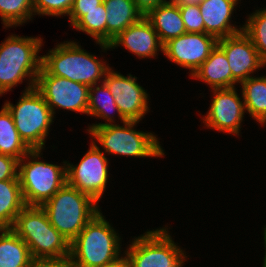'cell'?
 <instances>
[{"label": "cell", "instance_id": "obj_1", "mask_svg": "<svg viewBox=\"0 0 266 267\" xmlns=\"http://www.w3.org/2000/svg\"><path fill=\"white\" fill-rule=\"evenodd\" d=\"M11 229L27 244L34 261H68L70 243L50 224L41 206H25Z\"/></svg>", "mask_w": 266, "mask_h": 267}, {"label": "cell", "instance_id": "obj_2", "mask_svg": "<svg viewBox=\"0 0 266 267\" xmlns=\"http://www.w3.org/2000/svg\"><path fill=\"white\" fill-rule=\"evenodd\" d=\"M120 237L97 213L70 243L71 267H103L117 260L121 254Z\"/></svg>", "mask_w": 266, "mask_h": 267}, {"label": "cell", "instance_id": "obj_3", "mask_svg": "<svg viewBox=\"0 0 266 267\" xmlns=\"http://www.w3.org/2000/svg\"><path fill=\"white\" fill-rule=\"evenodd\" d=\"M43 39L40 37L8 36L0 44V94L11 91L17 84L29 78V89L36 86L42 62Z\"/></svg>", "mask_w": 266, "mask_h": 267}, {"label": "cell", "instance_id": "obj_4", "mask_svg": "<svg viewBox=\"0 0 266 267\" xmlns=\"http://www.w3.org/2000/svg\"><path fill=\"white\" fill-rule=\"evenodd\" d=\"M50 224L71 243L87 223L100 212L89 195L66 183L41 205Z\"/></svg>", "mask_w": 266, "mask_h": 267}, {"label": "cell", "instance_id": "obj_5", "mask_svg": "<svg viewBox=\"0 0 266 267\" xmlns=\"http://www.w3.org/2000/svg\"><path fill=\"white\" fill-rule=\"evenodd\" d=\"M105 62L98 60L95 55L88 53L78 43L66 41L59 43L47 55L42 56L41 66L50 74L64 77L93 86L111 68Z\"/></svg>", "mask_w": 266, "mask_h": 267}, {"label": "cell", "instance_id": "obj_6", "mask_svg": "<svg viewBox=\"0 0 266 267\" xmlns=\"http://www.w3.org/2000/svg\"><path fill=\"white\" fill-rule=\"evenodd\" d=\"M41 151L31 150L18 163V179L26 206H41L67 183V161L63 166L40 161Z\"/></svg>", "mask_w": 266, "mask_h": 267}, {"label": "cell", "instance_id": "obj_7", "mask_svg": "<svg viewBox=\"0 0 266 267\" xmlns=\"http://www.w3.org/2000/svg\"><path fill=\"white\" fill-rule=\"evenodd\" d=\"M10 112L20 138L31 149L42 150L53 120L52 110L42 94L34 87H26L17 105L4 103Z\"/></svg>", "mask_w": 266, "mask_h": 267}, {"label": "cell", "instance_id": "obj_8", "mask_svg": "<svg viewBox=\"0 0 266 267\" xmlns=\"http://www.w3.org/2000/svg\"><path fill=\"white\" fill-rule=\"evenodd\" d=\"M139 121H125L123 126L108 124L88 128L87 132L99 142L107 154L130 157H163L164 150L151 132L136 131Z\"/></svg>", "mask_w": 266, "mask_h": 267}, {"label": "cell", "instance_id": "obj_9", "mask_svg": "<svg viewBox=\"0 0 266 267\" xmlns=\"http://www.w3.org/2000/svg\"><path fill=\"white\" fill-rule=\"evenodd\" d=\"M167 230H150L134 238L124 252L130 267H182L186 252L174 243Z\"/></svg>", "mask_w": 266, "mask_h": 267}, {"label": "cell", "instance_id": "obj_10", "mask_svg": "<svg viewBox=\"0 0 266 267\" xmlns=\"http://www.w3.org/2000/svg\"><path fill=\"white\" fill-rule=\"evenodd\" d=\"M35 88L42 94L53 115L54 108L84 114L88 112L89 86L86 84L50 75L41 66Z\"/></svg>", "mask_w": 266, "mask_h": 267}, {"label": "cell", "instance_id": "obj_11", "mask_svg": "<svg viewBox=\"0 0 266 267\" xmlns=\"http://www.w3.org/2000/svg\"><path fill=\"white\" fill-rule=\"evenodd\" d=\"M108 158L92 141L89 151L76 166L66 163L67 183L100 202L108 180Z\"/></svg>", "mask_w": 266, "mask_h": 267}, {"label": "cell", "instance_id": "obj_12", "mask_svg": "<svg viewBox=\"0 0 266 267\" xmlns=\"http://www.w3.org/2000/svg\"><path fill=\"white\" fill-rule=\"evenodd\" d=\"M137 77H127L110 68L104 78L119 113L126 121H140L148 112V93L136 82Z\"/></svg>", "mask_w": 266, "mask_h": 267}, {"label": "cell", "instance_id": "obj_13", "mask_svg": "<svg viewBox=\"0 0 266 267\" xmlns=\"http://www.w3.org/2000/svg\"><path fill=\"white\" fill-rule=\"evenodd\" d=\"M218 39L207 33H184L163 45L164 55L175 64L191 70L201 66L216 47Z\"/></svg>", "mask_w": 266, "mask_h": 267}, {"label": "cell", "instance_id": "obj_14", "mask_svg": "<svg viewBox=\"0 0 266 267\" xmlns=\"http://www.w3.org/2000/svg\"><path fill=\"white\" fill-rule=\"evenodd\" d=\"M214 98L211 101L203 123L207 128L238 135L244 117L245 105L236 92V88L212 89Z\"/></svg>", "mask_w": 266, "mask_h": 267}, {"label": "cell", "instance_id": "obj_15", "mask_svg": "<svg viewBox=\"0 0 266 267\" xmlns=\"http://www.w3.org/2000/svg\"><path fill=\"white\" fill-rule=\"evenodd\" d=\"M217 45L225 52L231 73L232 87L250 78V74L266 63L261 59L251 39L242 31L218 39Z\"/></svg>", "mask_w": 266, "mask_h": 267}, {"label": "cell", "instance_id": "obj_16", "mask_svg": "<svg viewBox=\"0 0 266 267\" xmlns=\"http://www.w3.org/2000/svg\"><path fill=\"white\" fill-rule=\"evenodd\" d=\"M120 45L139 58H154L158 51L163 53V44L145 16L127 27L109 44L112 49Z\"/></svg>", "mask_w": 266, "mask_h": 267}, {"label": "cell", "instance_id": "obj_17", "mask_svg": "<svg viewBox=\"0 0 266 267\" xmlns=\"http://www.w3.org/2000/svg\"><path fill=\"white\" fill-rule=\"evenodd\" d=\"M240 0H203L199 9L204 20L205 33L217 39L229 37L243 31L231 25V15Z\"/></svg>", "mask_w": 266, "mask_h": 267}, {"label": "cell", "instance_id": "obj_18", "mask_svg": "<svg viewBox=\"0 0 266 267\" xmlns=\"http://www.w3.org/2000/svg\"><path fill=\"white\" fill-rule=\"evenodd\" d=\"M145 18L151 23L163 45L186 33L177 3L165 2L150 10Z\"/></svg>", "mask_w": 266, "mask_h": 267}, {"label": "cell", "instance_id": "obj_19", "mask_svg": "<svg viewBox=\"0 0 266 267\" xmlns=\"http://www.w3.org/2000/svg\"><path fill=\"white\" fill-rule=\"evenodd\" d=\"M106 8V44L123 32L130 25L138 22L143 14L133 0H103Z\"/></svg>", "mask_w": 266, "mask_h": 267}, {"label": "cell", "instance_id": "obj_20", "mask_svg": "<svg viewBox=\"0 0 266 267\" xmlns=\"http://www.w3.org/2000/svg\"><path fill=\"white\" fill-rule=\"evenodd\" d=\"M191 77L204 81L212 89L232 88L231 69L225 52L218 45Z\"/></svg>", "mask_w": 266, "mask_h": 267}, {"label": "cell", "instance_id": "obj_21", "mask_svg": "<svg viewBox=\"0 0 266 267\" xmlns=\"http://www.w3.org/2000/svg\"><path fill=\"white\" fill-rule=\"evenodd\" d=\"M106 14L105 5L102 3L91 11H70L69 21L76 30L83 31L94 38L102 50H108L111 48L106 44Z\"/></svg>", "mask_w": 266, "mask_h": 267}, {"label": "cell", "instance_id": "obj_22", "mask_svg": "<svg viewBox=\"0 0 266 267\" xmlns=\"http://www.w3.org/2000/svg\"><path fill=\"white\" fill-rule=\"evenodd\" d=\"M33 260L27 244L11 229H0V267H31Z\"/></svg>", "mask_w": 266, "mask_h": 267}, {"label": "cell", "instance_id": "obj_23", "mask_svg": "<svg viewBox=\"0 0 266 267\" xmlns=\"http://www.w3.org/2000/svg\"><path fill=\"white\" fill-rule=\"evenodd\" d=\"M25 206L19 179L0 181V229L11 228Z\"/></svg>", "mask_w": 266, "mask_h": 267}, {"label": "cell", "instance_id": "obj_24", "mask_svg": "<svg viewBox=\"0 0 266 267\" xmlns=\"http://www.w3.org/2000/svg\"><path fill=\"white\" fill-rule=\"evenodd\" d=\"M245 110L257 122L266 123V76L251 77L240 84Z\"/></svg>", "mask_w": 266, "mask_h": 267}, {"label": "cell", "instance_id": "obj_25", "mask_svg": "<svg viewBox=\"0 0 266 267\" xmlns=\"http://www.w3.org/2000/svg\"><path fill=\"white\" fill-rule=\"evenodd\" d=\"M112 110L117 112L118 118H120L119 120H121L122 123L126 121L119 113L118 107L115 103V99L104 82H102L101 86L97 84L90 86L87 114L102 119L104 118V120H106L107 123L105 122V123L92 124L89 126V128H95L97 126L113 124V122L115 124L114 116L111 115Z\"/></svg>", "mask_w": 266, "mask_h": 267}, {"label": "cell", "instance_id": "obj_26", "mask_svg": "<svg viewBox=\"0 0 266 267\" xmlns=\"http://www.w3.org/2000/svg\"><path fill=\"white\" fill-rule=\"evenodd\" d=\"M31 149L20 138L14 120L5 106L0 111V154L21 160Z\"/></svg>", "mask_w": 266, "mask_h": 267}, {"label": "cell", "instance_id": "obj_27", "mask_svg": "<svg viewBox=\"0 0 266 267\" xmlns=\"http://www.w3.org/2000/svg\"><path fill=\"white\" fill-rule=\"evenodd\" d=\"M33 15V0H0V16L5 28L22 25Z\"/></svg>", "mask_w": 266, "mask_h": 267}, {"label": "cell", "instance_id": "obj_28", "mask_svg": "<svg viewBox=\"0 0 266 267\" xmlns=\"http://www.w3.org/2000/svg\"><path fill=\"white\" fill-rule=\"evenodd\" d=\"M243 32L251 39L261 59L266 63V8L249 15Z\"/></svg>", "mask_w": 266, "mask_h": 267}, {"label": "cell", "instance_id": "obj_29", "mask_svg": "<svg viewBox=\"0 0 266 267\" xmlns=\"http://www.w3.org/2000/svg\"><path fill=\"white\" fill-rule=\"evenodd\" d=\"M74 0H33L34 15H69Z\"/></svg>", "mask_w": 266, "mask_h": 267}, {"label": "cell", "instance_id": "obj_30", "mask_svg": "<svg viewBox=\"0 0 266 267\" xmlns=\"http://www.w3.org/2000/svg\"><path fill=\"white\" fill-rule=\"evenodd\" d=\"M187 33H205L204 20L199 5L179 6Z\"/></svg>", "mask_w": 266, "mask_h": 267}, {"label": "cell", "instance_id": "obj_31", "mask_svg": "<svg viewBox=\"0 0 266 267\" xmlns=\"http://www.w3.org/2000/svg\"><path fill=\"white\" fill-rule=\"evenodd\" d=\"M18 163V159L0 154V181L18 178Z\"/></svg>", "mask_w": 266, "mask_h": 267}, {"label": "cell", "instance_id": "obj_32", "mask_svg": "<svg viewBox=\"0 0 266 267\" xmlns=\"http://www.w3.org/2000/svg\"><path fill=\"white\" fill-rule=\"evenodd\" d=\"M102 3L103 0H74L71 11H91Z\"/></svg>", "mask_w": 266, "mask_h": 267}, {"label": "cell", "instance_id": "obj_33", "mask_svg": "<svg viewBox=\"0 0 266 267\" xmlns=\"http://www.w3.org/2000/svg\"><path fill=\"white\" fill-rule=\"evenodd\" d=\"M137 9L145 16L153 8L165 3V0H133Z\"/></svg>", "mask_w": 266, "mask_h": 267}, {"label": "cell", "instance_id": "obj_34", "mask_svg": "<svg viewBox=\"0 0 266 267\" xmlns=\"http://www.w3.org/2000/svg\"><path fill=\"white\" fill-rule=\"evenodd\" d=\"M31 267H71L68 261H35Z\"/></svg>", "mask_w": 266, "mask_h": 267}, {"label": "cell", "instance_id": "obj_35", "mask_svg": "<svg viewBox=\"0 0 266 267\" xmlns=\"http://www.w3.org/2000/svg\"><path fill=\"white\" fill-rule=\"evenodd\" d=\"M103 267H130V264L128 262V259H127L126 255H125V257L124 256L119 257L114 262L106 264Z\"/></svg>", "mask_w": 266, "mask_h": 267}, {"label": "cell", "instance_id": "obj_36", "mask_svg": "<svg viewBox=\"0 0 266 267\" xmlns=\"http://www.w3.org/2000/svg\"><path fill=\"white\" fill-rule=\"evenodd\" d=\"M203 0H179L177 4L179 6L184 5H199Z\"/></svg>", "mask_w": 266, "mask_h": 267}, {"label": "cell", "instance_id": "obj_37", "mask_svg": "<svg viewBox=\"0 0 266 267\" xmlns=\"http://www.w3.org/2000/svg\"><path fill=\"white\" fill-rule=\"evenodd\" d=\"M263 236H264V243H265L264 247H265V250H266V226L264 228ZM263 259H264L263 260L264 261L263 262V267H266V251H265V257Z\"/></svg>", "mask_w": 266, "mask_h": 267}, {"label": "cell", "instance_id": "obj_38", "mask_svg": "<svg viewBox=\"0 0 266 267\" xmlns=\"http://www.w3.org/2000/svg\"><path fill=\"white\" fill-rule=\"evenodd\" d=\"M166 2H174V3H177L179 0H169V1H167V0H165Z\"/></svg>", "mask_w": 266, "mask_h": 267}]
</instances>
